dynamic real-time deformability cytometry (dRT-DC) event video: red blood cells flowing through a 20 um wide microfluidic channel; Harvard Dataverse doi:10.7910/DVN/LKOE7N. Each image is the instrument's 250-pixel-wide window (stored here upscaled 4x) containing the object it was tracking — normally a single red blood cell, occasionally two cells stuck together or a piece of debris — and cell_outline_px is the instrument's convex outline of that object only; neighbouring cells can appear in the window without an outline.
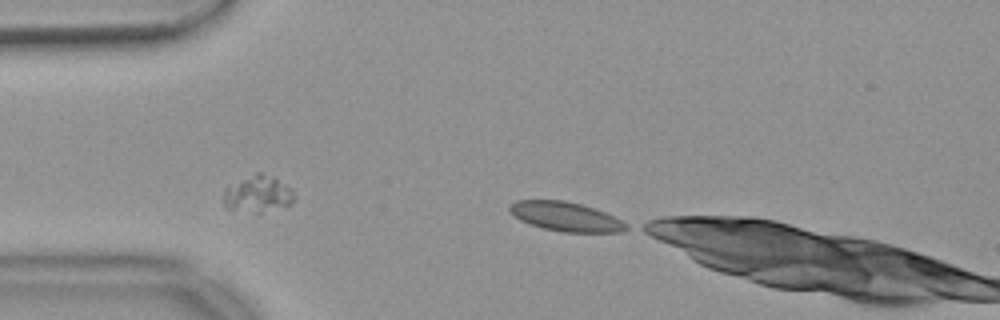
{"species": "common noctule bat (a hibernating species)", "species_latin": "Nyctalus noctula", "temperature_condition": "warm", "stored_images_in_passage": 8, "segment_of_instrument_passage": [2, 2], "camera_frame_rate_fps": 3000, "um_per_image_px": 0.085, "animal": {"sex": "female", "body_mass_g": 18.4}, "frame": {"image": 1, "passage_image": 8, "time_ms": 2.333, "image_size_px": [1000, 320], "cell_outline_px": [[628, 228], [620, 232], [560, 232], [528, 224], [520, 220], [508, 212], [508, 204], [516, 200], [564, 200], [580, 204], [604, 212], [628, 224]], "centroid_in_image_um": [48.01, 18.41], "position_along_channel_um": 37.0, "area_um2": 19.88}}